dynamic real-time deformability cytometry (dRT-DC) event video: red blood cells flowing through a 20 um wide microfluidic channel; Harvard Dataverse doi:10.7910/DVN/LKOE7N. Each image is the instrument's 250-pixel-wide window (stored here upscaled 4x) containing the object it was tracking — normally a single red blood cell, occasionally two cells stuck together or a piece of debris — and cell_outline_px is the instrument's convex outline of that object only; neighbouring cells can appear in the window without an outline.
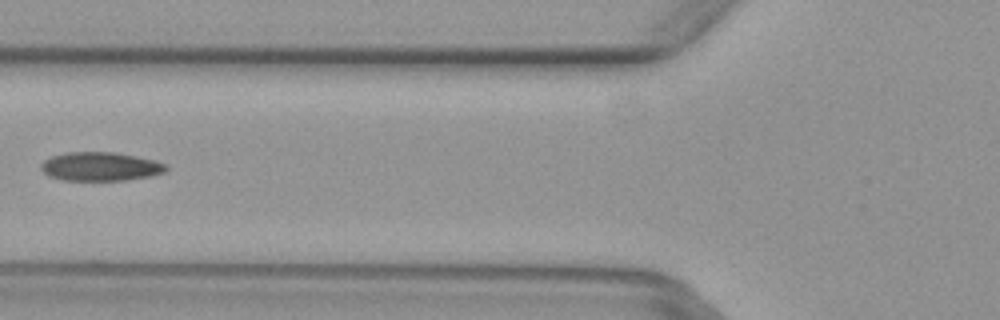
{"species": "common noctule bat (a hibernating species)", "species_latin": "Nyctalus noctula", "temperature_condition": "warm", "stored_images_in_passage": 7, "camera_frame_rate_fps": 3000, "um_per_image_px": 0.085, "animal": {"sex": "female", "body_mass_g": 29.2, "forearm_length_mm": 56.3}, "frame": {"image": 1, "passage_image": 6, "time_ms": 1.667, "image_size_px": [1000, 320], "cell_outline_px": [[168, 168], [164, 172], [152, 176], [128, 180], [64, 180], [48, 176], [40, 168], [40, 164], [44, 160], [52, 156], [68, 152], [116, 152], [156, 160], [164, 164]], "centroid_in_image_um": [8.54, 14.15], "position_along_channel_um": 117.3, "area_um2": 21.04}}